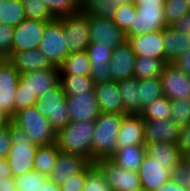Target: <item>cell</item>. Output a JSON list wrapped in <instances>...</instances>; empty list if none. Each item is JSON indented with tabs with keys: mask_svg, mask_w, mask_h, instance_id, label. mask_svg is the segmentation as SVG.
Wrapping results in <instances>:
<instances>
[{
	"mask_svg": "<svg viewBox=\"0 0 190 191\" xmlns=\"http://www.w3.org/2000/svg\"><path fill=\"white\" fill-rule=\"evenodd\" d=\"M94 130L95 120L71 121L57 131V147L61 152L81 155L92 163Z\"/></svg>",
	"mask_w": 190,
	"mask_h": 191,
	"instance_id": "1",
	"label": "cell"
},
{
	"mask_svg": "<svg viewBox=\"0 0 190 191\" xmlns=\"http://www.w3.org/2000/svg\"><path fill=\"white\" fill-rule=\"evenodd\" d=\"M11 147L6 160L9 163L13 177L23 175L34 170L37 145L31 142L25 130L12 120L8 124Z\"/></svg>",
	"mask_w": 190,
	"mask_h": 191,
	"instance_id": "2",
	"label": "cell"
},
{
	"mask_svg": "<svg viewBox=\"0 0 190 191\" xmlns=\"http://www.w3.org/2000/svg\"><path fill=\"white\" fill-rule=\"evenodd\" d=\"M124 116L122 113H100L95 119L92 163L98 159H107L114 153L118 130Z\"/></svg>",
	"mask_w": 190,
	"mask_h": 191,
	"instance_id": "3",
	"label": "cell"
},
{
	"mask_svg": "<svg viewBox=\"0 0 190 191\" xmlns=\"http://www.w3.org/2000/svg\"><path fill=\"white\" fill-rule=\"evenodd\" d=\"M11 120L25 130L35 145L45 146L56 143L57 130L51 126L48 118L39 112L37 105L18 111Z\"/></svg>",
	"mask_w": 190,
	"mask_h": 191,
	"instance_id": "4",
	"label": "cell"
},
{
	"mask_svg": "<svg viewBox=\"0 0 190 191\" xmlns=\"http://www.w3.org/2000/svg\"><path fill=\"white\" fill-rule=\"evenodd\" d=\"M166 0H134L137 14L133 27L126 32V37L157 32L167 27L165 20Z\"/></svg>",
	"mask_w": 190,
	"mask_h": 191,
	"instance_id": "5",
	"label": "cell"
},
{
	"mask_svg": "<svg viewBox=\"0 0 190 191\" xmlns=\"http://www.w3.org/2000/svg\"><path fill=\"white\" fill-rule=\"evenodd\" d=\"M66 96L59 81L36 99L39 112L48 118L51 126L57 131L71 122Z\"/></svg>",
	"mask_w": 190,
	"mask_h": 191,
	"instance_id": "6",
	"label": "cell"
},
{
	"mask_svg": "<svg viewBox=\"0 0 190 191\" xmlns=\"http://www.w3.org/2000/svg\"><path fill=\"white\" fill-rule=\"evenodd\" d=\"M57 19L63 24L68 53L86 51L90 44L88 17L79 11Z\"/></svg>",
	"mask_w": 190,
	"mask_h": 191,
	"instance_id": "7",
	"label": "cell"
},
{
	"mask_svg": "<svg viewBox=\"0 0 190 191\" xmlns=\"http://www.w3.org/2000/svg\"><path fill=\"white\" fill-rule=\"evenodd\" d=\"M38 49L57 67L69 55L63 24L57 18L46 24Z\"/></svg>",
	"mask_w": 190,
	"mask_h": 191,
	"instance_id": "8",
	"label": "cell"
},
{
	"mask_svg": "<svg viewBox=\"0 0 190 191\" xmlns=\"http://www.w3.org/2000/svg\"><path fill=\"white\" fill-rule=\"evenodd\" d=\"M90 44L110 46L112 49L127 42L126 33L110 18H88Z\"/></svg>",
	"mask_w": 190,
	"mask_h": 191,
	"instance_id": "9",
	"label": "cell"
},
{
	"mask_svg": "<svg viewBox=\"0 0 190 191\" xmlns=\"http://www.w3.org/2000/svg\"><path fill=\"white\" fill-rule=\"evenodd\" d=\"M95 164L102 170L113 191H132L142 187L138 172L117 166L109 158L98 159Z\"/></svg>",
	"mask_w": 190,
	"mask_h": 191,
	"instance_id": "10",
	"label": "cell"
},
{
	"mask_svg": "<svg viewBox=\"0 0 190 191\" xmlns=\"http://www.w3.org/2000/svg\"><path fill=\"white\" fill-rule=\"evenodd\" d=\"M162 90L171 101L190 99V76L172 63H167L161 72Z\"/></svg>",
	"mask_w": 190,
	"mask_h": 191,
	"instance_id": "11",
	"label": "cell"
},
{
	"mask_svg": "<svg viewBox=\"0 0 190 191\" xmlns=\"http://www.w3.org/2000/svg\"><path fill=\"white\" fill-rule=\"evenodd\" d=\"M48 22L26 18L14 27L12 52L39 48L43 32Z\"/></svg>",
	"mask_w": 190,
	"mask_h": 191,
	"instance_id": "12",
	"label": "cell"
},
{
	"mask_svg": "<svg viewBox=\"0 0 190 191\" xmlns=\"http://www.w3.org/2000/svg\"><path fill=\"white\" fill-rule=\"evenodd\" d=\"M20 74L5 58L0 62V110L11 118L14 116L15 93Z\"/></svg>",
	"mask_w": 190,
	"mask_h": 191,
	"instance_id": "13",
	"label": "cell"
},
{
	"mask_svg": "<svg viewBox=\"0 0 190 191\" xmlns=\"http://www.w3.org/2000/svg\"><path fill=\"white\" fill-rule=\"evenodd\" d=\"M90 163L81 155L59 151L56 163L49 173L48 179L60 186L71 176L81 173Z\"/></svg>",
	"mask_w": 190,
	"mask_h": 191,
	"instance_id": "14",
	"label": "cell"
},
{
	"mask_svg": "<svg viewBox=\"0 0 190 191\" xmlns=\"http://www.w3.org/2000/svg\"><path fill=\"white\" fill-rule=\"evenodd\" d=\"M71 121L95 120L101 113L94 91L66 96Z\"/></svg>",
	"mask_w": 190,
	"mask_h": 191,
	"instance_id": "15",
	"label": "cell"
},
{
	"mask_svg": "<svg viewBox=\"0 0 190 191\" xmlns=\"http://www.w3.org/2000/svg\"><path fill=\"white\" fill-rule=\"evenodd\" d=\"M136 56L151 57L165 62L163 30L127 38Z\"/></svg>",
	"mask_w": 190,
	"mask_h": 191,
	"instance_id": "16",
	"label": "cell"
},
{
	"mask_svg": "<svg viewBox=\"0 0 190 191\" xmlns=\"http://www.w3.org/2000/svg\"><path fill=\"white\" fill-rule=\"evenodd\" d=\"M135 60L136 55L128 42L113 48L112 57L108 65L112 81L117 82L133 78Z\"/></svg>",
	"mask_w": 190,
	"mask_h": 191,
	"instance_id": "17",
	"label": "cell"
},
{
	"mask_svg": "<svg viewBox=\"0 0 190 191\" xmlns=\"http://www.w3.org/2000/svg\"><path fill=\"white\" fill-rule=\"evenodd\" d=\"M59 81V68L54 65L45 70L20 74L19 78V82L23 85V88L36 97L42 96Z\"/></svg>",
	"mask_w": 190,
	"mask_h": 191,
	"instance_id": "18",
	"label": "cell"
},
{
	"mask_svg": "<svg viewBox=\"0 0 190 191\" xmlns=\"http://www.w3.org/2000/svg\"><path fill=\"white\" fill-rule=\"evenodd\" d=\"M145 145L144 119L140 115H125L118 130L115 149Z\"/></svg>",
	"mask_w": 190,
	"mask_h": 191,
	"instance_id": "19",
	"label": "cell"
},
{
	"mask_svg": "<svg viewBox=\"0 0 190 191\" xmlns=\"http://www.w3.org/2000/svg\"><path fill=\"white\" fill-rule=\"evenodd\" d=\"M86 51L91 63L89 76L94 83L112 81L108 66L112 57V48L103 45H89Z\"/></svg>",
	"mask_w": 190,
	"mask_h": 191,
	"instance_id": "20",
	"label": "cell"
},
{
	"mask_svg": "<svg viewBox=\"0 0 190 191\" xmlns=\"http://www.w3.org/2000/svg\"><path fill=\"white\" fill-rule=\"evenodd\" d=\"M145 143L169 142L177 144L181 127L170 119L144 120Z\"/></svg>",
	"mask_w": 190,
	"mask_h": 191,
	"instance_id": "21",
	"label": "cell"
},
{
	"mask_svg": "<svg viewBox=\"0 0 190 191\" xmlns=\"http://www.w3.org/2000/svg\"><path fill=\"white\" fill-rule=\"evenodd\" d=\"M6 59L15 67L19 74L45 70L53 66L38 48L12 52Z\"/></svg>",
	"mask_w": 190,
	"mask_h": 191,
	"instance_id": "22",
	"label": "cell"
},
{
	"mask_svg": "<svg viewBox=\"0 0 190 191\" xmlns=\"http://www.w3.org/2000/svg\"><path fill=\"white\" fill-rule=\"evenodd\" d=\"M137 172L141 186L147 191H157L170 179V172L148 156L144 157Z\"/></svg>",
	"mask_w": 190,
	"mask_h": 191,
	"instance_id": "23",
	"label": "cell"
},
{
	"mask_svg": "<svg viewBox=\"0 0 190 191\" xmlns=\"http://www.w3.org/2000/svg\"><path fill=\"white\" fill-rule=\"evenodd\" d=\"M94 93L101 113H122V97L116 81L95 84Z\"/></svg>",
	"mask_w": 190,
	"mask_h": 191,
	"instance_id": "24",
	"label": "cell"
},
{
	"mask_svg": "<svg viewBox=\"0 0 190 191\" xmlns=\"http://www.w3.org/2000/svg\"><path fill=\"white\" fill-rule=\"evenodd\" d=\"M146 156L169 172L183 159L177 144L169 142L145 143Z\"/></svg>",
	"mask_w": 190,
	"mask_h": 191,
	"instance_id": "25",
	"label": "cell"
},
{
	"mask_svg": "<svg viewBox=\"0 0 190 191\" xmlns=\"http://www.w3.org/2000/svg\"><path fill=\"white\" fill-rule=\"evenodd\" d=\"M163 40L166 64H173L179 56L190 50L189 35L176 31L172 26H167L163 29Z\"/></svg>",
	"mask_w": 190,
	"mask_h": 191,
	"instance_id": "26",
	"label": "cell"
},
{
	"mask_svg": "<svg viewBox=\"0 0 190 191\" xmlns=\"http://www.w3.org/2000/svg\"><path fill=\"white\" fill-rule=\"evenodd\" d=\"M138 81L134 77L117 81V88L122 97L123 114L125 115H140L142 112Z\"/></svg>",
	"mask_w": 190,
	"mask_h": 191,
	"instance_id": "27",
	"label": "cell"
},
{
	"mask_svg": "<svg viewBox=\"0 0 190 191\" xmlns=\"http://www.w3.org/2000/svg\"><path fill=\"white\" fill-rule=\"evenodd\" d=\"M145 156V145L123 146L115 149L109 159L117 166L137 172Z\"/></svg>",
	"mask_w": 190,
	"mask_h": 191,
	"instance_id": "28",
	"label": "cell"
},
{
	"mask_svg": "<svg viewBox=\"0 0 190 191\" xmlns=\"http://www.w3.org/2000/svg\"><path fill=\"white\" fill-rule=\"evenodd\" d=\"M58 68L60 75L89 76L91 63L87 51L69 53Z\"/></svg>",
	"mask_w": 190,
	"mask_h": 191,
	"instance_id": "29",
	"label": "cell"
},
{
	"mask_svg": "<svg viewBox=\"0 0 190 191\" xmlns=\"http://www.w3.org/2000/svg\"><path fill=\"white\" fill-rule=\"evenodd\" d=\"M165 65L166 63L160 59L136 56L134 78L138 80L158 78Z\"/></svg>",
	"mask_w": 190,
	"mask_h": 191,
	"instance_id": "30",
	"label": "cell"
},
{
	"mask_svg": "<svg viewBox=\"0 0 190 191\" xmlns=\"http://www.w3.org/2000/svg\"><path fill=\"white\" fill-rule=\"evenodd\" d=\"M80 11L88 18H112L116 11L115 0H83Z\"/></svg>",
	"mask_w": 190,
	"mask_h": 191,
	"instance_id": "31",
	"label": "cell"
},
{
	"mask_svg": "<svg viewBox=\"0 0 190 191\" xmlns=\"http://www.w3.org/2000/svg\"><path fill=\"white\" fill-rule=\"evenodd\" d=\"M59 151L56 143L38 146L35 155L34 170L48 177L54 168Z\"/></svg>",
	"mask_w": 190,
	"mask_h": 191,
	"instance_id": "32",
	"label": "cell"
},
{
	"mask_svg": "<svg viewBox=\"0 0 190 191\" xmlns=\"http://www.w3.org/2000/svg\"><path fill=\"white\" fill-rule=\"evenodd\" d=\"M25 19L22 0H2L0 3V23L16 27Z\"/></svg>",
	"mask_w": 190,
	"mask_h": 191,
	"instance_id": "33",
	"label": "cell"
},
{
	"mask_svg": "<svg viewBox=\"0 0 190 191\" xmlns=\"http://www.w3.org/2000/svg\"><path fill=\"white\" fill-rule=\"evenodd\" d=\"M63 92L67 96L94 91L95 83L90 76L60 75Z\"/></svg>",
	"mask_w": 190,
	"mask_h": 191,
	"instance_id": "34",
	"label": "cell"
},
{
	"mask_svg": "<svg viewBox=\"0 0 190 191\" xmlns=\"http://www.w3.org/2000/svg\"><path fill=\"white\" fill-rule=\"evenodd\" d=\"M171 108V100L162 96L143 107L140 116L148 121L170 119Z\"/></svg>",
	"mask_w": 190,
	"mask_h": 191,
	"instance_id": "35",
	"label": "cell"
},
{
	"mask_svg": "<svg viewBox=\"0 0 190 191\" xmlns=\"http://www.w3.org/2000/svg\"><path fill=\"white\" fill-rule=\"evenodd\" d=\"M83 191H113L102 170L95 163L87 166Z\"/></svg>",
	"mask_w": 190,
	"mask_h": 191,
	"instance_id": "36",
	"label": "cell"
},
{
	"mask_svg": "<svg viewBox=\"0 0 190 191\" xmlns=\"http://www.w3.org/2000/svg\"><path fill=\"white\" fill-rule=\"evenodd\" d=\"M138 87L142 109L153 100L164 96L160 77L139 80Z\"/></svg>",
	"mask_w": 190,
	"mask_h": 191,
	"instance_id": "37",
	"label": "cell"
},
{
	"mask_svg": "<svg viewBox=\"0 0 190 191\" xmlns=\"http://www.w3.org/2000/svg\"><path fill=\"white\" fill-rule=\"evenodd\" d=\"M26 18L43 22H52L56 17L41 0H22Z\"/></svg>",
	"mask_w": 190,
	"mask_h": 191,
	"instance_id": "38",
	"label": "cell"
},
{
	"mask_svg": "<svg viewBox=\"0 0 190 191\" xmlns=\"http://www.w3.org/2000/svg\"><path fill=\"white\" fill-rule=\"evenodd\" d=\"M17 191H40L48 177L32 170L20 176L13 177Z\"/></svg>",
	"mask_w": 190,
	"mask_h": 191,
	"instance_id": "39",
	"label": "cell"
},
{
	"mask_svg": "<svg viewBox=\"0 0 190 191\" xmlns=\"http://www.w3.org/2000/svg\"><path fill=\"white\" fill-rule=\"evenodd\" d=\"M136 14L137 9L135 4L128 3L117 8L111 19L117 27L126 33L130 27H133V20Z\"/></svg>",
	"mask_w": 190,
	"mask_h": 191,
	"instance_id": "40",
	"label": "cell"
},
{
	"mask_svg": "<svg viewBox=\"0 0 190 191\" xmlns=\"http://www.w3.org/2000/svg\"><path fill=\"white\" fill-rule=\"evenodd\" d=\"M51 13L58 18L63 15H72L80 11V3L77 0H41Z\"/></svg>",
	"mask_w": 190,
	"mask_h": 191,
	"instance_id": "41",
	"label": "cell"
},
{
	"mask_svg": "<svg viewBox=\"0 0 190 191\" xmlns=\"http://www.w3.org/2000/svg\"><path fill=\"white\" fill-rule=\"evenodd\" d=\"M164 6L167 26L177 23L190 10L186 0H166Z\"/></svg>",
	"mask_w": 190,
	"mask_h": 191,
	"instance_id": "42",
	"label": "cell"
},
{
	"mask_svg": "<svg viewBox=\"0 0 190 191\" xmlns=\"http://www.w3.org/2000/svg\"><path fill=\"white\" fill-rule=\"evenodd\" d=\"M171 116L170 120L174 121L180 127L190 124V99H180L171 101Z\"/></svg>",
	"mask_w": 190,
	"mask_h": 191,
	"instance_id": "43",
	"label": "cell"
},
{
	"mask_svg": "<svg viewBox=\"0 0 190 191\" xmlns=\"http://www.w3.org/2000/svg\"><path fill=\"white\" fill-rule=\"evenodd\" d=\"M37 97L32 95L26 89L23 88V85L18 82L15 93V103H14V115L18 111L36 105Z\"/></svg>",
	"mask_w": 190,
	"mask_h": 191,
	"instance_id": "44",
	"label": "cell"
},
{
	"mask_svg": "<svg viewBox=\"0 0 190 191\" xmlns=\"http://www.w3.org/2000/svg\"><path fill=\"white\" fill-rule=\"evenodd\" d=\"M170 179L190 189V165L182 159L171 169Z\"/></svg>",
	"mask_w": 190,
	"mask_h": 191,
	"instance_id": "45",
	"label": "cell"
},
{
	"mask_svg": "<svg viewBox=\"0 0 190 191\" xmlns=\"http://www.w3.org/2000/svg\"><path fill=\"white\" fill-rule=\"evenodd\" d=\"M14 27L0 23V56L5 59L12 53Z\"/></svg>",
	"mask_w": 190,
	"mask_h": 191,
	"instance_id": "46",
	"label": "cell"
},
{
	"mask_svg": "<svg viewBox=\"0 0 190 191\" xmlns=\"http://www.w3.org/2000/svg\"><path fill=\"white\" fill-rule=\"evenodd\" d=\"M87 175V167L81 172L74 176H71L60 185L61 191H83L85 178Z\"/></svg>",
	"mask_w": 190,
	"mask_h": 191,
	"instance_id": "47",
	"label": "cell"
},
{
	"mask_svg": "<svg viewBox=\"0 0 190 191\" xmlns=\"http://www.w3.org/2000/svg\"><path fill=\"white\" fill-rule=\"evenodd\" d=\"M177 147L180 153L184 156L186 153L190 152V124L181 127L180 135L177 142Z\"/></svg>",
	"mask_w": 190,
	"mask_h": 191,
	"instance_id": "48",
	"label": "cell"
},
{
	"mask_svg": "<svg viewBox=\"0 0 190 191\" xmlns=\"http://www.w3.org/2000/svg\"><path fill=\"white\" fill-rule=\"evenodd\" d=\"M11 144L9 128L6 126L0 129V159L7 157Z\"/></svg>",
	"mask_w": 190,
	"mask_h": 191,
	"instance_id": "49",
	"label": "cell"
},
{
	"mask_svg": "<svg viewBox=\"0 0 190 191\" xmlns=\"http://www.w3.org/2000/svg\"><path fill=\"white\" fill-rule=\"evenodd\" d=\"M173 65L190 76V50L179 56Z\"/></svg>",
	"mask_w": 190,
	"mask_h": 191,
	"instance_id": "50",
	"label": "cell"
},
{
	"mask_svg": "<svg viewBox=\"0 0 190 191\" xmlns=\"http://www.w3.org/2000/svg\"><path fill=\"white\" fill-rule=\"evenodd\" d=\"M172 28L178 32L189 35L190 30V10L177 22L172 25Z\"/></svg>",
	"mask_w": 190,
	"mask_h": 191,
	"instance_id": "51",
	"label": "cell"
},
{
	"mask_svg": "<svg viewBox=\"0 0 190 191\" xmlns=\"http://www.w3.org/2000/svg\"><path fill=\"white\" fill-rule=\"evenodd\" d=\"M157 191H190V189L178 184L177 182L169 179Z\"/></svg>",
	"mask_w": 190,
	"mask_h": 191,
	"instance_id": "52",
	"label": "cell"
},
{
	"mask_svg": "<svg viewBox=\"0 0 190 191\" xmlns=\"http://www.w3.org/2000/svg\"><path fill=\"white\" fill-rule=\"evenodd\" d=\"M10 177H13V175L11 173L8 161L6 158L0 159V180Z\"/></svg>",
	"mask_w": 190,
	"mask_h": 191,
	"instance_id": "53",
	"label": "cell"
},
{
	"mask_svg": "<svg viewBox=\"0 0 190 191\" xmlns=\"http://www.w3.org/2000/svg\"><path fill=\"white\" fill-rule=\"evenodd\" d=\"M0 191H17L13 177L0 180Z\"/></svg>",
	"mask_w": 190,
	"mask_h": 191,
	"instance_id": "54",
	"label": "cell"
},
{
	"mask_svg": "<svg viewBox=\"0 0 190 191\" xmlns=\"http://www.w3.org/2000/svg\"><path fill=\"white\" fill-rule=\"evenodd\" d=\"M40 191H61L60 187L54 184L51 180L47 179L42 184V189Z\"/></svg>",
	"mask_w": 190,
	"mask_h": 191,
	"instance_id": "55",
	"label": "cell"
},
{
	"mask_svg": "<svg viewBox=\"0 0 190 191\" xmlns=\"http://www.w3.org/2000/svg\"><path fill=\"white\" fill-rule=\"evenodd\" d=\"M11 121V117L4 111L0 110V129L8 126Z\"/></svg>",
	"mask_w": 190,
	"mask_h": 191,
	"instance_id": "56",
	"label": "cell"
},
{
	"mask_svg": "<svg viewBox=\"0 0 190 191\" xmlns=\"http://www.w3.org/2000/svg\"><path fill=\"white\" fill-rule=\"evenodd\" d=\"M128 3H134V0H115V7L116 9L119 8L120 6Z\"/></svg>",
	"mask_w": 190,
	"mask_h": 191,
	"instance_id": "57",
	"label": "cell"
},
{
	"mask_svg": "<svg viewBox=\"0 0 190 191\" xmlns=\"http://www.w3.org/2000/svg\"><path fill=\"white\" fill-rule=\"evenodd\" d=\"M183 160H185L190 165V152L183 156Z\"/></svg>",
	"mask_w": 190,
	"mask_h": 191,
	"instance_id": "58",
	"label": "cell"
},
{
	"mask_svg": "<svg viewBox=\"0 0 190 191\" xmlns=\"http://www.w3.org/2000/svg\"><path fill=\"white\" fill-rule=\"evenodd\" d=\"M132 191H147L146 189H144L143 187L136 189V190H132Z\"/></svg>",
	"mask_w": 190,
	"mask_h": 191,
	"instance_id": "59",
	"label": "cell"
},
{
	"mask_svg": "<svg viewBox=\"0 0 190 191\" xmlns=\"http://www.w3.org/2000/svg\"><path fill=\"white\" fill-rule=\"evenodd\" d=\"M186 3L189 5V7H190V0H186Z\"/></svg>",
	"mask_w": 190,
	"mask_h": 191,
	"instance_id": "60",
	"label": "cell"
}]
</instances>
